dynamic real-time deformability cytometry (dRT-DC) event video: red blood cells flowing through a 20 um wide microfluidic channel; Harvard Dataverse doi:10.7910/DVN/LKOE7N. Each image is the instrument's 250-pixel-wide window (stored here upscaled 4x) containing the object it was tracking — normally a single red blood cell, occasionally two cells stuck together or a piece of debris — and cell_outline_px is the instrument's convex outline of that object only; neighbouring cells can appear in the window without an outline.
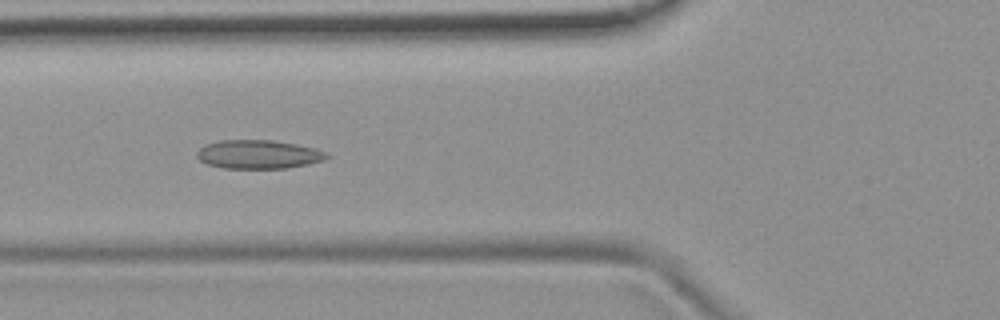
{"species": "common noctule bat (a hibernating species)", "species_latin": "Nyctalus noctula", "temperature_condition": "room temperature", "stored_images_in_passage": 51, "camera_frame_rate_fps": 3000, "um_per_image_px": 0.085, "animal": {"sex": "female", "body_mass_g": 19.9}, "frame": {"image": 1, "passage_image": 18, "time_ms": 5.667, "image_size_px": [1000, 320], "cell_outline_px": [[332, 156], [324, 160], [308, 164], [284, 168], [224, 168], [208, 164], [200, 160], [196, 156], [196, 152], [200, 148], [208, 144], [220, 140], [272, 140], [296, 144], [316, 148], [328, 152]], "centroid_in_image_um": [22.02, 13.12], "position_along_channel_um": 103.8, "area_um2": 21.73}}
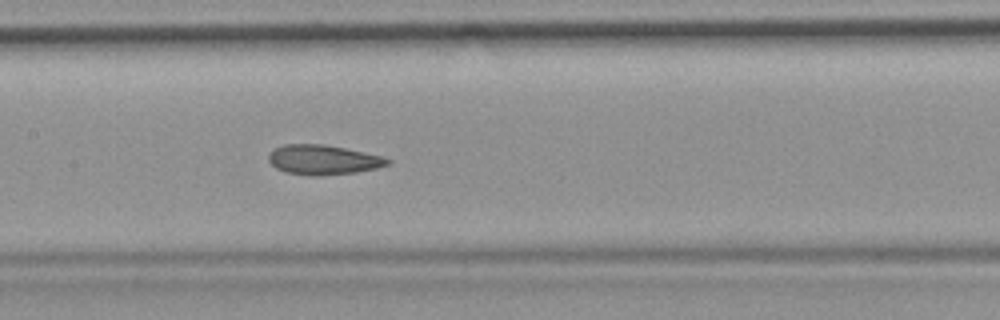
{"frame": {"image": 2, "passage_image": 24, "time_ms": 7.667, "image_size_px": [1000, 320], "cell_outline_px": [[392, 164], [376, 168], [356, 172], [320, 176], [312, 176], [284, 172], [276, 168], [268, 160], [268, 156], [276, 148], [284, 144], [324, 144], [384, 156], [392, 160]], "centroid_in_image_um": [27.51, 13.59], "position_along_channel_um": 179.9, "area_um2": 20.69}}
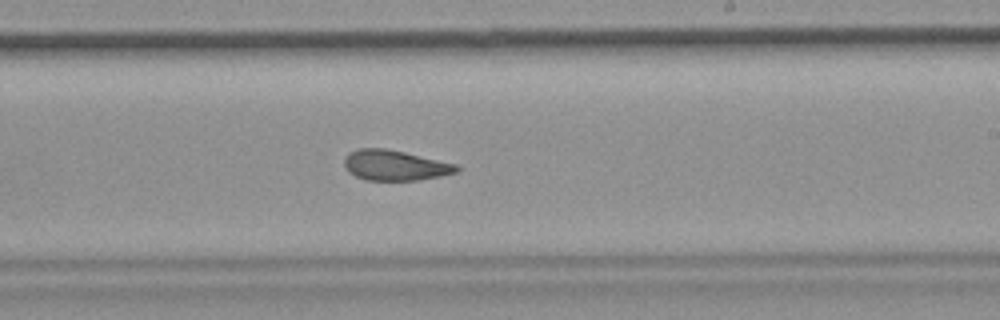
{"frame": {"image": 3, "passage_image": 30, "time_ms": 9.667, "image_size_px": [1000, 320], "cell_outline_px": [[460, 168], [456, 172], [440, 176], [420, 180], [368, 180], [356, 176], [348, 172], [344, 168], [344, 156], [348, 152], [360, 148], [384, 148], [404, 152], [456, 164]], "centroid_in_image_um": [33.52, 14.05], "position_along_channel_um": 255.5, "area_um2": 19.83}, "authors_computed_cell_mechanics": {"area_um2": 21.2704, "velocity_mm_per_s": 3.7959, "shape_relaxation_time_tau1_ms": 9.3865, "shape_relaxation_time_tau2_ms": 1.9062, "deformation_change_tau1": 0.1682, "deformation_change_tau2": 0.0816}}